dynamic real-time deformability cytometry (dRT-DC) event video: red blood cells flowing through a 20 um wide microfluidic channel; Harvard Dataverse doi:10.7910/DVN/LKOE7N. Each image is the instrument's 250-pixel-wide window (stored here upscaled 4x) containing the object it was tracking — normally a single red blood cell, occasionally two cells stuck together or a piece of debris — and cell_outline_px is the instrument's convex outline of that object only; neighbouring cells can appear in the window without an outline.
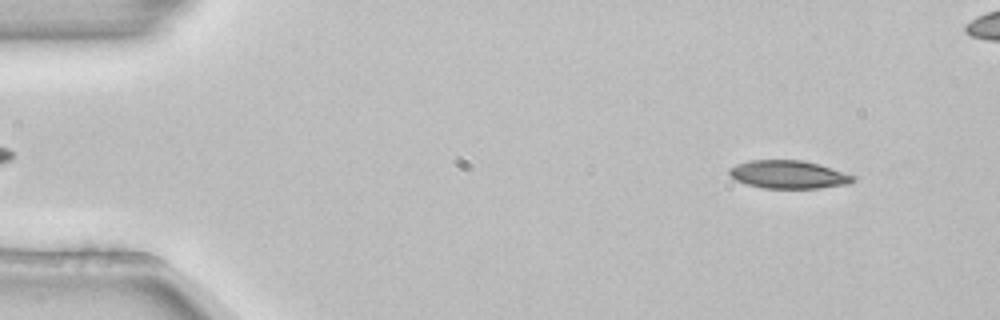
{"species": "common noctule bat (a hibernating species)", "species_latin": "Nyctalus noctula", "temperature_condition": "room temperature", "stored_images_in_passage": 4, "camera_frame_rate_fps": 3000, "um_per_image_px": 0.085, "animal": {"sex": "female", "body_mass_g": 22.7, "forearm_length_mm": 54.2}, "frame": {"image": 1, "passage_image": 1, "time_ms": 0.0, "image_size_px": [1000, 320], "cell_outline_px": [[856, 180], [848, 184], [820, 188], [764, 188], [748, 184], [736, 180], [728, 172], [728, 168], [736, 164], [748, 160], [800, 160], [816, 164], [856, 176]], "centroid_in_image_um": [67.0, 14.83], "position_along_channel_um": 18.0, "area_um2": 20.06}}